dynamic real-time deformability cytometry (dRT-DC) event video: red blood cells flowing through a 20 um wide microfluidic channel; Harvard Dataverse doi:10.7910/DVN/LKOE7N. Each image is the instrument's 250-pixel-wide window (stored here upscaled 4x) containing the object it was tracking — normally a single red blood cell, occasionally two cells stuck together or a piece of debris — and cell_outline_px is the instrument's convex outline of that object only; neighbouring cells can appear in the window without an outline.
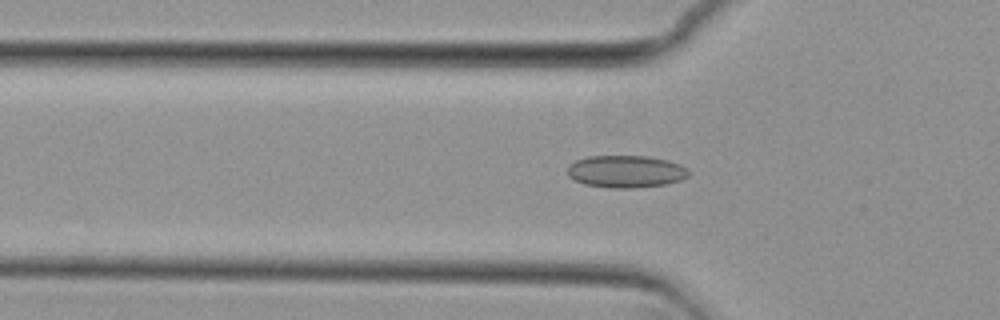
{"species": "common noctule bat (a hibernating species)", "species_latin": "Nyctalus noctula", "temperature_condition": "cold", "stored_images_in_passage": 54, "camera_frame_rate_fps": 3000, "um_per_image_px": 0.085, "animal": {"sex": "female", "body_mass_g": 29.2, "forearm_length_mm": 56.3}, "frame": {"image": 1, "passage_image": 17, "time_ms": 5.333, "image_size_px": [1000, 320], "cell_outline_px": [[688, 176], [680, 180], [664, 184], [632, 188], [608, 188], [584, 184], [572, 180], [568, 176], [568, 164], [576, 160], [588, 156], [648, 156], [668, 160], [680, 164], [688, 168]], "centroid_in_image_um": [53.16, 14.57], "position_along_channel_um": 72.6, "area_um2": 22.95}}
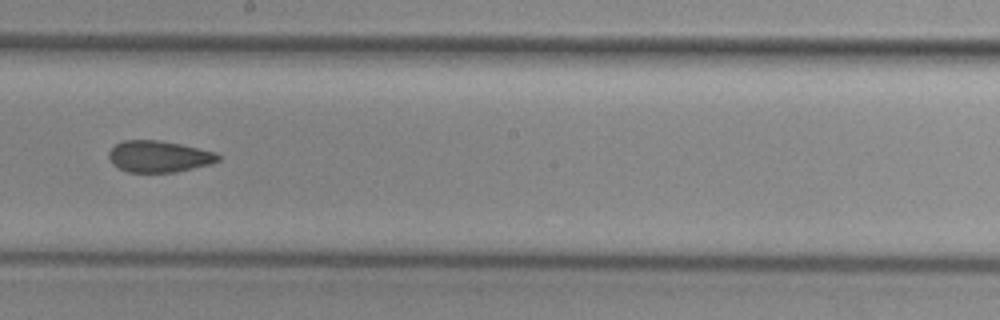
{"frame": {"image": 2, "passage_image": 30, "time_ms": 9.667, "image_size_px": [1000, 320], "cell_outline_px": [[220, 160], [212, 164], [176, 172], [128, 172], [112, 164], [108, 156], [108, 152], [116, 144], [124, 140], [160, 140], [180, 144], [216, 152], [220, 156]], "centroid_in_image_um": [13.52, 13.3], "position_along_channel_um": 234.7, "area_um2": 20.11}}
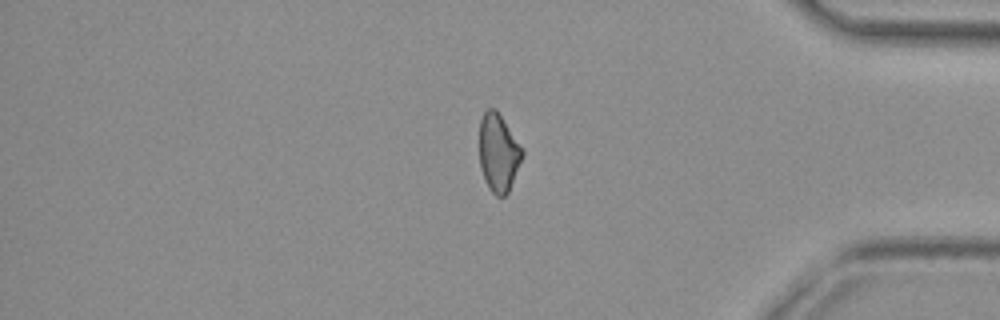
{"frame": {"image": 3, "passage_image": 45, "time_ms": 14.667, "image_size_px": [1000, 320], "cell_outline_px": [[524, 156], [508, 192], [504, 196], [496, 196], [488, 188], [484, 180], [480, 168], [480, 120], [484, 112], [488, 108], [496, 108], [524, 148]], "centroid_in_image_um": [42.39, 12.97], "position_along_channel_um": 392.8, "area_um2": 19.83}, "authors_computed_cell_mechanics": {"area_um2": 20.808, "velocity_mm_per_s": 3.7292, "shape_relaxation_time_tau1_ms": null, "shape_relaxation_time_tau2_ms": 3.5768, "deformation_change_tau1": null, "deformation_change_tau2": 0.0956}}